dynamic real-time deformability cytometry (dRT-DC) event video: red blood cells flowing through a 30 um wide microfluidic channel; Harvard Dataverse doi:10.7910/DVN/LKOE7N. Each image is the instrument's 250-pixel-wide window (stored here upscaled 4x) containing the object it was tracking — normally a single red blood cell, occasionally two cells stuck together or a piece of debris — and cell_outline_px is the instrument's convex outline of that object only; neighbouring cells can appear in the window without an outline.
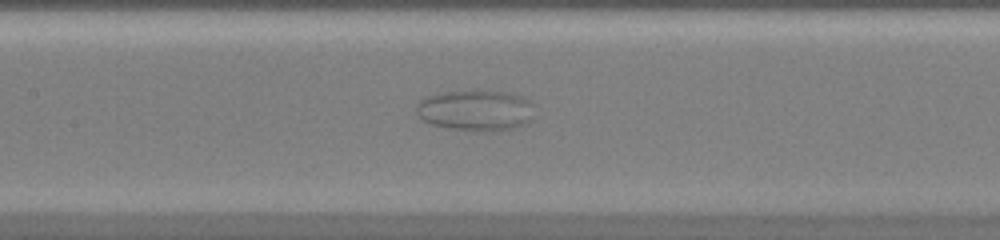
{"species": "common noctule bat (a hibernating species)", "species_latin": "Nyctalus noctula", "temperature_condition": "warm", "stored_images_in_passage": 44, "camera_frame_rate_fps": 3000, "um_per_image_px": 0.085, "animal": {"sex": "female", "body_mass_g": 20.0, "forearm_length_mm": 54.0}, "frame": {"image": 1, "passage_image": 19, "time_ms": 6.0, "image_size_px": [1000, 240], "cell_outline_px": [[532, 104], [528, 120], [516, 128], [452, 128], [432, 124], [420, 120], [416, 112], [416, 104], [420, 100], [428, 96], [444, 92], [480, 88], [508, 92], [520, 96], [528, 100]], "centroid_in_image_um": [40.34, 9.29], "position_along_channel_um": 167.1, "area_um2": 27.46}}
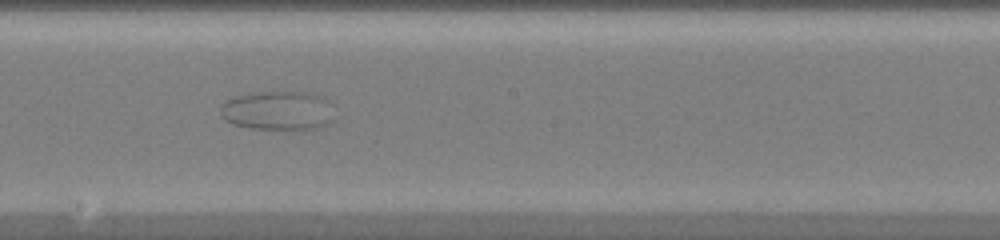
{"frame": {"image": 2, "passage_image": 23, "time_ms": 7.333, "image_size_px": [1000, 240], "cell_outline_px": [[332, 120], [316, 128], [252, 128], [232, 124], [224, 120], [220, 116], [220, 104], [224, 100], [232, 96], [256, 92], [308, 92], [324, 96], [328, 100]], "centroid_in_image_um": [23.52, 9.36], "position_along_channel_um": 224.7, "area_um2": 25.84}}
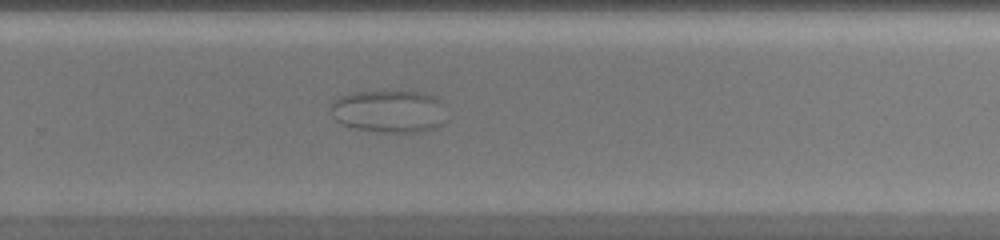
{"frame": {"image": 3, "passage_image": 28, "time_ms": 9.0, "image_size_px": [1000, 240], "cell_outline_px": [[440, 124], [432, 128], [420, 132], [384, 132], [356, 128], [340, 124], [332, 116], [332, 104], [340, 96], [348, 92], [424, 92], [436, 96], [440, 100]], "centroid_in_image_um": [32.98, 9.45], "position_along_channel_um": 296.8, "area_um2": 27.98}}